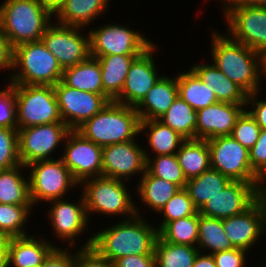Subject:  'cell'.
Segmentation results:
<instances>
[{
  "label": "cell",
  "mask_w": 266,
  "mask_h": 267,
  "mask_svg": "<svg viewBox=\"0 0 266 267\" xmlns=\"http://www.w3.org/2000/svg\"><path fill=\"white\" fill-rule=\"evenodd\" d=\"M143 220L138 213L132 218L94 233L82 248L93 247L112 263L128 255H155L158 229Z\"/></svg>",
  "instance_id": "1"
},
{
  "label": "cell",
  "mask_w": 266,
  "mask_h": 267,
  "mask_svg": "<svg viewBox=\"0 0 266 267\" xmlns=\"http://www.w3.org/2000/svg\"><path fill=\"white\" fill-rule=\"evenodd\" d=\"M213 64L248 95L259 91L264 74L263 55L218 32L213 33ZM261 69V70H260Z\"/></svg>",
  "instance_id": "2"
},
{
  "label": "cell",
  "mask_w": 266,
  "mask_h": 267,
  "mask_svg": "<svg viewBox=\"0 0 266 267\" xmlns=\"http://www.w3.org/2000/svg\"><path fill=\"white\" fill-rule=\"evenodd\" d=\"M52 16L39 0H6L0 6V32L13 48L39 41Z\"/></svg>",
  "instance_id": "3"
},
{
  "label": "cell",
  "mask_w": 266,
  "mask_h": 267,
  "mask_svg": "<svg viewBox=\"0 0 266 267\" xmlns=\"http://www.w3.org/2000/svg\"><path fill=\"white\" fill-rule=\"evenodd\" d=\"M140 121L133 106L111 101L76 131L85 139L105 147L134 140L140 133Z\"/></svg>",
  "instance_id": "4"
},
{
  "label": "cell",
  "mask_w": 266,
  "mask_h": 267,
  "mask_svg": "<svg viewBox=\"0 0 266 267\" xmlns=\"http://www.w3.org/2000/svg\"><path fill=\"white\" fill-rule=\"evenodd\" d=\"M15 68L20 72L10 77V84L54 86L63 75L62 67L42 40L14 48L13 69Z\"/></svg>",
  "instance_id": "5"
},
{
  "label": "cell",
  "mask_w": 266,
  "mask_h": 267,
  "mask_svg": "<svg viewBox=\"0 0 266 267\" xmlns=\"http://www.w3.org/2000/svg\"><path fill=\"white\" fill-rule=\"evenodd\" d=\"M9 85L15 91L17 129L63 122L52 85Z\"/></svg>",
  "instance_id": "6"
},
{
  "label": "cell",
  "mask_w": 266,
  "mask_h": 267,
  "mask_svg": "<svg viewBox=\"0 0 266 267\" xmlns=\"http://www.w3.org/2000/svg\"><path fill=\"white\" fill-rule=\"evenodd\" d=\"M87 216L91 212L106 215L127 214L129 218L138 213L137 206L120 179L109 177H92L81 182Z\"/></svg>",
  "instance_id": "7"
},
{
  "label": "cell",
  "mask_w": 266,
  "mask_h": 267,
  "mask_svg": "<svg viewBox=\"0 0 266 267\" xmlns=\"http://www.w3.org/2000/svg\"><path fill=\"white\" fill-rule=\"evenodd\" d=\"M26 167H31L28 179L32 205L40 200L49 202L62 199L71 186L79 185L61 158L35 161Z\"/></svg>",
  "instance_id": "8"
},
{
  "label": "cell",
  "mask_w": 266,
  "mask_h": 267,
  "mask_svg": "<svg viewBox=\"0 0 266 267\" xmlns=\"http://www.w3.org/2000/svg\"><path fill=\"white\" fill-rule=\"evenodd\" d=\"M225 6L223 8H225L224 14L229 30L227 33L231 34L229 37L264 56L266 54V7L226 4Z\"/></svg>",
  "instance_id": "9"
},
{
  "label": "cell",
  "mask_w": 266,
  "mask_h": 267,
  "mask_svg": "<svg viewBox=\"0 0 266 267\" xmlns=\"http://www.w3.org/2000/svg\"><path fill=\"white\" fill-rule=\"evenodd\" d=\"M211 168L219 171L231 181L256 183L257 174L252 170L249 150L230 136L207 140Z\"/></svg>",
  "instance_id": "10"
},
{
  "label": "cell",
  "mask_w": 266,
  "mask_h": 267,
  "mask_svg": "<svg viewBox=\"0 0 266 267\" xmlns=\"http://www.w3.org/2000/svg\"><path fill=\"white\" fill-rule=\"evenodd\" d=\"M90 55H141L153 43L129 27L108 24L89 31Z\"/></svg>",
  "instance_id": "11"
},
{
  "label": "cell",
  "mask_w": 266,
  "mask_h": 267,
  "mask_svg": "<svg viewBox=\"0 0 266 267\" xmlns=\"http://www.w3.org/2000/svg\"><path fill=\"white\" fill-rule=\"evenodd\" d=\"M70 131L63 122L18 129L19 158L22 165L27 166L39 160H52L50 155Z\"/></svg>",
  "instance_id": "12"
},
{
  "label": "cell",
  "mask_w": 266,
  "mask_h": 267,
  "mask_svg": "<svg viewBox=\"0 0 266 267\" xmlns=\"http://www.w3.org/2000/svg\"><path fill=\"white\" fill-rule=\"evenodd\" d=\"M78 30L82 29L52 23L42 36V42L55 56L62 69L79 64L91 56L89 34L83 36Z\"/></svg>",
  "instance_id": "13"
},
{
  "label": "cell",
  "mask_w": 266,
  "mask_h": 267,
  "mask_svg": "<svg viewBox=\"0 0 266 267\" xmlns=\"http://www.w3.org/2000/svg\"><path fill=\"white\" fill-rule=\"evenodd\" d=\"M53 87L61 119L71 130H76L110 102L101 94L71 88L61 80Z\"/></svg>",
  "instance_id": "14"
},
{
  "label": "cell",
  "mask_w": 266,
  "mask_h": 267,
  "mask_svg": "<svg viewBox=\"0 0 266 267\" xmlns=\"http://www.w3.org/2000/svg\"><path fill=\"white\" fill-rule=\"evenodd\" d=\"M66 141L61 159L79 184L85 179L102 176L103 147L85 139L76 130L67 134Z\"/></svg>",
  "instance_id": "15"
},
{
  "label": "cell",
  "mask_w": 266,
  "mask_h": 267,
  "mask_svg": "<svg viewBox=\"0 0 266 267\" xmlns=\"http://www.w3.org/2000/svg\"><path fill=\"white\" fill-rule=\"evenodd\" d=\"M222 225L233 248L250 250L266 231V200L258 198L243 213L222 219Z\"/></svg>",
  "instance_id": "16"
},
{
  "label": "cell",
  "mask_w": 266,
  "mask_h": 267,
  "mask_svg": "<svg viewBox=\"0 0 266 267\" xmlns=\"http://www.w3.org/2000/svg\"><path fill=\"white\" fill-rule=\"evenodd\" d=\"M145 171L144 149L134 140L103 147L102 176L126 181L129 176L139 172L143 175Z\"/></svg>",
  "instance_id": "17"
},
{
  "label": "cell",
  "mask_w": 266,
  "mask_h": 267,
  "mask_svg": "<svg viewBox=\"0 0 266 267\" xmlns=\"http://www.w3.org/2000/svg\"><path fill=\"white\" fill-rule=\"evenodd\" d=\"M256 183L231 181L198 211L207 217L225 219L243 213L257 199Z\"/></svg>",
  "instance_id": "18"
},
{
  "label": "cell",
  "mask_w": 266,
  "mask_h": 267,
  "mask_svg": "<svg viewBox=\"0 0 266 267\" xmlns=\"http://www.w3.org/2000/svg\"><path fill=\"white\" fill-rule=\"evenodd\" d=\"M154 43L131 63L117 103L135 107L159 80L153 50Z\"/></svg>",
  "instance_id": "19"
},
{
  "label": "cell",
  "mask_w": 266,
  "mask_h": 267,
  "mask_svg": "<svg viewBox=\"0 0 266 267\" xmlns=\"http://www.w3.org/2000/svg\"><path fill=\"white\" fill-rule=\"evenodd\" d=\"M246 104L217 102L197 111L195 139L230 136Z\"/></svg>",
  "instance_id": "20"
},
{
  "label": "cell",
  "mask_w": 266,
  "mask_h": 267,
  "mask_svg": "<svg viewBox=\"0 0 266 267\" xmlns=\"http://www.w3.org/2000/svg\"><path fill=\"white\" fill-rule=\"evenodd\" d=\"M79 203H69L61 199L52 200V208L48 212L52 227L56 235L67 241L69 247L74 246L75 236H79L85 230L88 224V217L85 201L81 195ZM74 240V241H73Z\"/></svg>",
  "instance_id": "21"
},
{
  "label": "cell",
  "mask_w": 266,
  "mask_h": 267,
  "mask_svg": "<svg viewBox=\"0 0 266 267\" xmlns=\"http://www.w3.org/2000/svg\"><path fill=\"white\" fill-rule=\"evenodd\" d=\"M177 97V77L160 76L155 85L134 108L140 120H158Z\"/></svg>",
  "instance_id": "22"
},
{
  "label": "cell",
  "mask_w": 266,
  "mask_h": 267,
  "mask_svg": "<svg viewBox=\"0 0 266 267\" xmlns=\"http://www.w3.org/2000/svg\"><path fill=\"white\" fill-rule=\"evenodd\" d=\"M41 239V240H40ZM34 236H18L10 238L8 245V267H39L56 247L45 239Z\"/></svg>",
  "instance_id": "23"
},
{
  "label": "cell",
  "mask_w": 266,
  "mask_h": 267,
  "mask_svg": "<svg viewBox=\"0 0 266 267\" xmlns=\"http://www.w3.org/2000/svg\"><path fill=\"white\" fill-rule=\"evenodd\" d=\"M190 69L215 93L219 102L246 104L248 94L214 64H195Z\"/></svg>",
  "instance_id": "24"
},
{
  "label": "cell",
  "mask_w": 266,
  "mask_h": 267,
  "mask_svg": "<svg viewBox=\"0 0 266 267\" xmlns=\"http://www.w3.org/2000/svg\"><path fill=\"white\" fill-rule=\"evenodd\" d=\"M61 81L80 91H87L105 96L112 101L103 90L101 69L97 58L89 57L85 61L63 69Z\"/></svg>",
  "instance_id": "25"
},
{
  "label": "cell",
  "mask_w": 266,
  "mask_h": 267,
  "mask_svg": "<svg viewBox=\"0 0 266 267\" xmlns=\"http://www.w3.org/2000/svg\"><path fill=\"white\" fill-rule=\"evenodd\" d=\"M140 55H105L97 58L101 69L104 93L115 101L124 87L129 67Z\"/></svg>",
  "instance_id": "26"
},
{
  "label": "cell",
  "mask_w": 266,
  "mask_h": 267,
  "mask_svg": "<svg viewBox=\"0 0 266 267\" xmlns=\"http://www.w3.org/2000/svg\"><path fill=\"white\" fill-rule=\"evenodd\" d=\"M109 0H66L54 14L57 23L64 26L82 27L106 11ZM94 18V19H93Z\"/></svg>",
  "instance_id": "27"
},
{
  "label": "cell",
  "mask_w": 266,
  "mask_h": 267,
  "mask_svg": "<svg viewBox=\"0 0 266 267\" xmlns=\"http://www.w3.org/2000/svg\"><path fill=\"white\" fill-rule=\"evenodd\" d=\"M176 156L187 180L198 177L211 168L207 140L187 139Z\"/></svg>",
  "instance_id": "28"
},
{
  "label": "cell",
  "mask_w": 266,
  "mask_h": 267,
  "mask_svg": "<svg viewBox=\"0 0 266 267\" xmlns=\"http://www.w3.org/2000/svg\"><path fill=\"white\" fill-rule=\"evenodd\" d=\"M230 182L228 177L210 168L198 177L187 180L184 189L199 211L209 199L223 191Z\"/></svg>",
  "instance_id": "29"
},
{
  "label": "cell",
  "mask_w": 266,
  "mask_h": 267,
  "mask_svg": "<svg viewBox=\"0 0 266 267\" xmlns=\"http://www.w3.org/2000/svg\"><path fill=\"white\" fill-rule=\"evenodd\" d=\"M146 129H149V132H144L148 135V144L156 156L176 154L181 145L187 140L159 120H141L140 133Z\"/></svg>",
  "instance_id": "30"
},
{
  "label": "cell",
  "mask_w": 266,
  "mask_h": 267,
  "mask_svg": "<svg viewBox=\"0 0 266 267\" xmlns=\"http://www.w3.org/2000/svg\"><path fill=\"white\" fill-rule=\"evenodd\" d=\"M141 178L137 192L143 203L155 212L160 213L165 204L181 190L178 185L155 177L147 170Z\"/></svg>",
  "instance_id": "31"
},
{
  "label": "cell",
  "mask_w": 266,
  "mask_h": 267,
  "mask_svg": "<svg viewBox=\"0 0 266 267\" xmlns=\"http://www.w3.org/2000/svg\"><path fill=\"white\" fill-rule=\"evenodd\" d=\"M178 96L198 111L219 102L210 90L191 69L177 76Z\"/></svg>",
  "instance_id": "32"
},
{
  "label": "cell",
  "mask_w": 266,
  "mask_h": 267,
  "mask_svg": "<svg viewBox=\"0 0 266 267\" xmlns=\"http://www.w3.org/2000/svg\"><path fill=\"white\" fill-rule=\"evenodd\" d=\"M16 167L0 170V203L16 205H32L29 191V179L23 178L20 168ZM20 171V172H19Z\"/></svg>",
  "instance_id": "33"
},
{
  "label": "cell",
  "mask_w": 266,
  "mask_h": 267,
  "mask_svg": "<svg viewBox=\"0 0 266 267\" xmlns=\"http://www.w3.org/2000/svg\"><path fill=\"white\" fill-rule=\"evenodd\" d=\"M199 249L194 246L163 241L159 236L155 243L156 267H192Z\"/></svg>",
  "instance_id": "34"
},
{
  "label": "cell",
  "mask_w": 266,
  "mask_h": 267,
  "mask_svg": "<svg viewBox=\"0 0 266 267\" xmlns=\"http://www.w3.org/2000/svg\"><path fill=\"white\" fill-rule=\"evenodd\" d=\"M158 120L184 138L195 139L197 111L179 96Z\"/></svg>",
  "instance_id": "35"
},
{
  "label": "cell",
  "mask_w": 266,
  "mask_h": 267,
  "mask_svg": "<svg viewBox=\"0 0 266 267\" xmlns=\"http://www.w3.org/2000/svg\"><path fill=\"white\" fill-rule=\"evenodd\" d=\"M158 236L166 242L197 247L199 237V212L195 215L167 222Z\"/></svg>",
  "instance_id": "36"
},
{
  "label": "cell",
  "mask_w": 266,
  "mask_h": 267,
  "mask_svg": "<svg viewBox=\"0 0 266 267\" xmlns=\"http://www.w3.org/2000/svg\"><path fill=\"white\" fill-rule=\"evenodd\" d=\"M199 252L202 249L212 250L210 254L233 248L226 236L222 219L199 214V237L197 242Z\"/></svg>",
  "instance_id": "37"
},
{
  "label": "cell",
  "mask_w": 266,
  "mask_h": 267,
  "mask_svg": "<svg viewBox=\"0 0 266 267\" xmlns=\"http://www.w3.org/2000/svg\"><path fill=\"white\" fill-rule=\"evenodd\" d=\"M146 158V170L153 176L159 177L165 181L172 182L183 189L187 179L178 162L176 154L159 155L153 157L148 156L144 150Z\"/></svg>",
  "instance_id": "38"
},
{
  "label": "cell",
  "mask_w": 266,
  "mask_h": 267,
  "mask_svg": "<svg viewBox=\"0 0 266 267\" xmlns=\"http://www.w3.org/2000/svg\"><path fill=\"white\" fill-rule=\"evenodd\" d=\"M32 206L0 203V234L9 238L27 235L23 226Z\"/></svg>",
  "instance_id": "39"
},
{
  "label": "cell",
  "mask_w": 266,
  "mask_h": 267,
  "mask_svg": "<svg viewBox=\"0 0 266 267\" xmlns=\"http://www.w3.org/2000/svg\"><path fill=\"white\" fill-rule=\"evenodd\" d=\"M163 213V219L158 231L167 223L177 219L186 218L195 215L198 210L195 208L187 191L183 188L177 192L160 211Z\"/></svg>",
  "instance_id": "40"
},
{
  "label": "cell",
  "mask_w": 266,
  "mask_h": 267,
  "mask_svg": "<svg viewBox=\"0 0 266 267\" xmlns=\"http://www.w3.org/2000/svg\"><path fill=\"white\" fill-rule=\"evenodd\" d=\"M22 164L19 158L18 129L0 127V170Z\"/></svg>",
  "instance_id": "41"
},
{
  "label": "cell",
  "mask_w": 266,
  "mask_h": 267,
  "mask_svg": "<svg viewBox=\"0 0 266 267\" xmlns=\"http://www.w3.org/2000/svg\"><path fill=\"white\" fill-rule=\"evenodd\" d=\"M260 130L261 128L256 123L255 119L245 108L237 118L231 136L243 147L250 150L258 140Z\"/></svg>",
  "instance_id": "42"
},
{
  "label": "cell",
  "mask_w": 266,
  "mask_h": 267,
  "mask_svg": "<svg viewBox=\"0 0 266 267\" xmlns=\"http://www.w3.org/2000/svg\"><path fill=\"white\" fill-rule=\"evenodd\" d=\"M0 127L17 128L15 91L9 83L0 90Z\"/></svg>",
  "instance_id": "43"
},
{
  "label": "cell",
  "mask_w": 266,
  "mask_h": 267,
  "mask_svg": "<svg viewBox=\"0 0 266 267\" xmlns=\"http://www.w3.org/2000/svg\"><path fill=\"white\" fill-rule=\"evenodd\" d=\"M74 267H114V264L101 256L93 247L80 248L76 253Z\"/></svg>",
  "instance_id": "44"
},
{
  "label": "cell",
  "mask_w": 266,
  "mask_h": 267,
  "mask_svg": "<svg viewBox=\"0 0 266 267\" xmlns=\"http://www.w3.org/2000/svg\"><path fill=\"white\" fill-rule=\"evenodd\" d=\"M246 250L232 248L212 254L217 267H244Z\"/></svg>",
  "instance_id": "45"
},
{
  "label": "cell",
  "mask_w": 266,
  "mask_h": 267,
  "mask_svg": "<svg viewBox=\"0 0 266 267\" xmlns=\"http://www.w3.org/2000/svg\"><path fill=\"white\" fill-rule=\"evenodd\" d=\"M252 170L258 175L266 167V129H261L258 140L249 150Z\"/></svg>",
  "instance_id": "46"
},
{
  "label": "cell",
  "mask_w": 266,
  "mask_h": 267,
  "mask_svg": "<svg viewBox=\"0 0 266 267\" xmlns=\"http://www.w3.org/2000/svg\"><path fill=\"white\" fill-rule=\"evenodd\" d=\"M75 256L55 247L39 267H74Z\"/></svg>",
  "instance_id": "47"
},
{
  "label": "cell",
  "mask_w": 266,
  "mask_h": 267,
  "mask_svg": "<svg viewBox=\"0 0 266 267\" xmlns=\"http://www.w3.org/2000/svg\"><path fill=\"white\" fill-rule=\"evenodd\" d=\"M113 264L114 267H156L155 255H128Z\"/></svg>",
  "instance_id": "48"
},
{
  "label": "cell",
  "mask_w": 266,
  "mask_h": 267,
  "mask_svg": "<svg viewBox=\"0 0 266 267\" xmlns=\"http://www.w3.org/2000/svg\"><path fill=\"white\" fill-rule=\"evenodd\" d=\"M257 92L247 96L246 105H253V110L248 111L261 129H266V100L256 101ZM251 103V104H250Z\"/></svg>",
  "instance_id": "49"
},
{
  "label": "cell",
  "mask_w": 266,
  "mask_h": 267,
  "mask_svg": "<svg viewBox=\"0 0 266 267\" xmlns=\"http://www.w3.org/2000/svg\"><path fill=\"white\" fill-rule=\"evenodd\" d=\"M14 48L0 32V69L13 70Z\"/></svg>",
  "instance_id": "50"
},
{
  "label": "cell",
  "mask_w": 266,
  "mask_h": 267,
  "mask_svg": "<svg viewBox=\"0 0 266 267\" xmlns=\"http://www.w3.org/2000/svg\"><path fill=\"white\" fill-rule=\"evenodd\" d=\"M10 238L0 234V267H8V245Z\"/></svg>",
  "instance_id": "51"
},
{
  "label": "cell",
  "mask_w": 266,
  "mask_h": 267,
  "mask_svg": "<svg viewBox=\"0 0 266 267\" xmlns=\"http://www.w3.org/2000/svg\"><path fill=\"white\" fill-rule=\"evenodd\" d=\"M192 267H217V266L212 257V254H203L201 252H198L194 265Z\"/></svg>",
  "instance_id": "52"
},
{
  "label": "cell",
  "mask_w": 266,
  "mask_h": 267,
  "mask_svg": "<svg viewBox=\"0 0 266 267\" xmlns=\"http://www.w3.org/2000/svg\"><path fill=\"white\" fill-rule=\"evenodd\" d=\"M265 179H266V167L258 174L257 181L255 184V191L257 197L264 200H266V186L264 187L265 184L262 182H265L266 181Z\"/></svg>",
  "instance_id": "53"
},
{
  "label": "cell",
  "mask_w": 266,
  "mask_h": 267,
  "mask_svg": "<svg viewBox=\"0 0 266 267\" xmlns=\"http://www.w3.org/2000/svg\"><path fill=\"white\" fill-rule=\"evenodd\" d=\"M229 6H261L266 7V0H224Z\"/></svg>",
  "instance_id": "54"
},
{
  "label": "cell",
  "mask_w": 266,
  "mask_h": 267,
  "mask_svg": "<svg viewBox=\"0 0 266 267\" xmlns=\"http://www.w3.org/2000/svg\"><path fill=\"white\" fill-rule=\"evenodd\" d=\"M53 15L66 0H39Z\"/></svg>",
  "instance_id": "55"
},
{
  "label": "cell",
  "mask_w": 266,
  "mask_h": 267,
  "mask_svg": "<svg viewBox=\"0 0 266 267\" xmlns=\"http://www.w3.org/2000/svg\"><path fill=\"white\" fill-rule=\"evenodd\" d=\"M264 76H266V54L263 56Z\"/></svg>",
  "instance_id": "56"
}]
</instances>
